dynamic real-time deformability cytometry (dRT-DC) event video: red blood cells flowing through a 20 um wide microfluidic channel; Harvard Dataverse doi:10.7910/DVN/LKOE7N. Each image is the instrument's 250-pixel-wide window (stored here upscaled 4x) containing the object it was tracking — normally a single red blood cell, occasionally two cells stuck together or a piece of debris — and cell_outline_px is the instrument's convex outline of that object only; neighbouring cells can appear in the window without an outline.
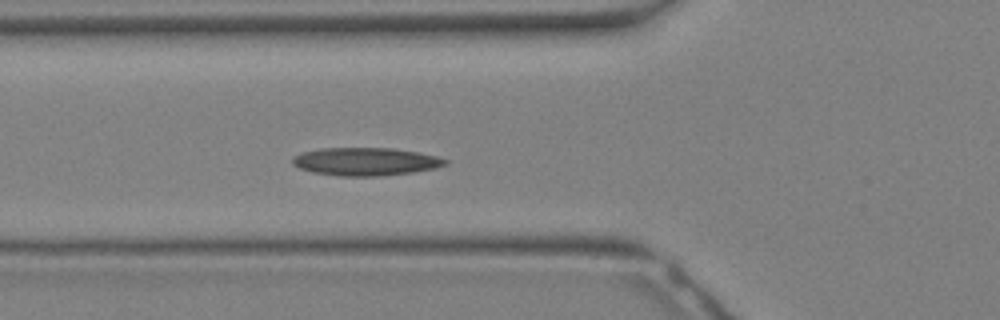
{"species": "Egyptian fruit bat (a non-hibernating species)", "species_latin": "Rousettus aegyptiacus", "temperature_condition": "warm", "stored_images_in_passage": 14, "camera_frame_rate_fps": 3000, "um_per_image_px": 0.085, "animal": {"sex": "female"}, "frame": {"image": 1, "passage_image": 2, "time_ms": 0.333, "image_size_px": [1000, 320], "cell_outline_px": [[448, 164], [436, 168], [412, 172], [380, 176], [340, 176], [312, 172], [300, 168], [292, 164], [292, 156], [304, 152], [320, 148], [392, 148], [416, 152], [436, 156], [448, 160]], "centroid_in_image_um": [31.07, 13.73], "position_along_channel_um": 94.7, "area_um2": 24.85}}
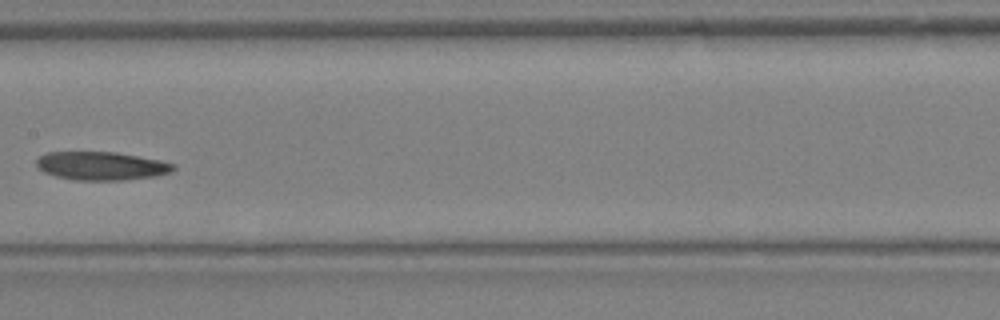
{"frame": {"image": 2, "passage_image": 7, "time_ms": 2.0, "image_size_px": [1000, 320], "cell_outline_px": [[176, 168], [168, 172], [156, 176], [124, 180], [76, 180], [56, 176], [44, 172], [36, 164], [36, 160], [40, 156], [48, 152], [116, 152], [160, 160], [176, 164]], "centroid_in_image_um": [8.63, 14.1], "position_along_channel_um": 198.8, "area_um2": 22.54}}
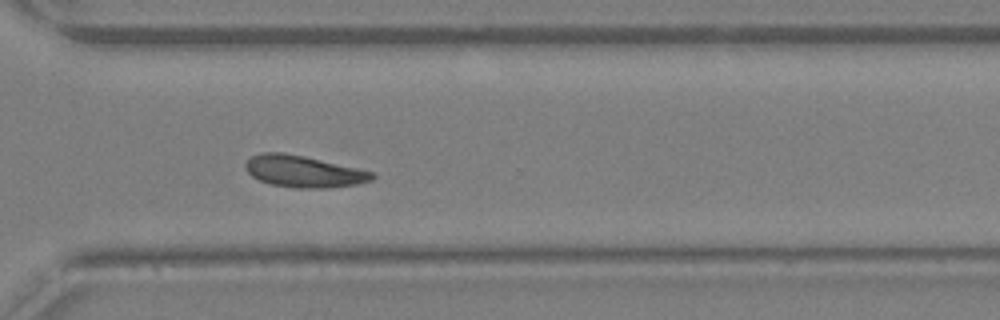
{"frame": {"image": 3, "passage_image": 14, "time_ms": 4.333, "image_size_px": [1000, 320], "cell_outline_px": [[376, 176], [372, 180], [356, 184], [328, 188], [296, 188], [272, 184], [260, 180], [252, 176], [244, 168], [244, 164], [252, 156], [260, 152], [280, 152], [304, 156], [376, 172]], "centroid_in_image_um": [25.82, 14.57], "position_along_channel_um": 344.8, "area_um2": 23.41}}